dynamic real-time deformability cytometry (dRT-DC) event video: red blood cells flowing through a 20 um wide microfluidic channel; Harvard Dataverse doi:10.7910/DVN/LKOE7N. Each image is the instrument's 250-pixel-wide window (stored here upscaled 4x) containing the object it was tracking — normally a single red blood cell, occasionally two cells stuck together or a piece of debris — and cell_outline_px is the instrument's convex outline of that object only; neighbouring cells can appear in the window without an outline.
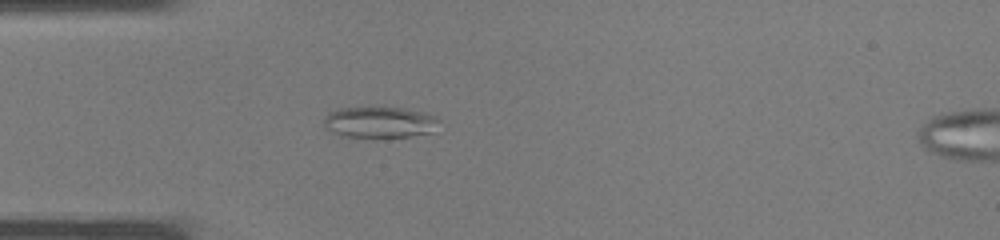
{"species": "common noctule bat (a hibernating species)", "species_latin": "Nyctalus noctula", "temperature_condition": "warm", "stored_images_in_passage": 33, "camera_frame_rate_fps": 3000, "um_per_image_px": 0.085, "animal": {"sex": "male", "body_mass_g": 19.0, "forearm_length_mm": 50.8}, "frame": {"image": 1, "passage_image": 7, "time_ms": 2.0, "image_size_px": [1000, 240], "cell_outline_px": [[440, 120], [432, 132], [412, 136], [344, 136], [328, 128], [324, 124], [324, 116], [328, 112], [340, 108], [404, 108], [424, 112], [436, 116]], "centroid_in_image_um": [32.31, 10.37], "position_along_channel_um": 52.7, "area_um2": 20.4}}
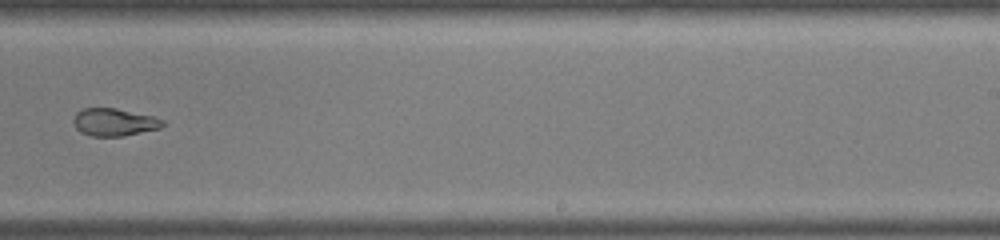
{"frame": {"image": 2, "passage_image": 20, "time_ms": 6.333, "image_size_px": [1000, 240], "cell_outline_px": [[168, 124], [160, 128], [124, 136], [92, 136], [80, 132], [76, 128], [72, 120], [72, 116], [76, 112], [84, 108], [116, 108], [152, 116], [164, 120]], "centroid_in_image_um": [9.7, 10.38], "position_along_channel_um": 279.3, "area_um2": 14.51}}
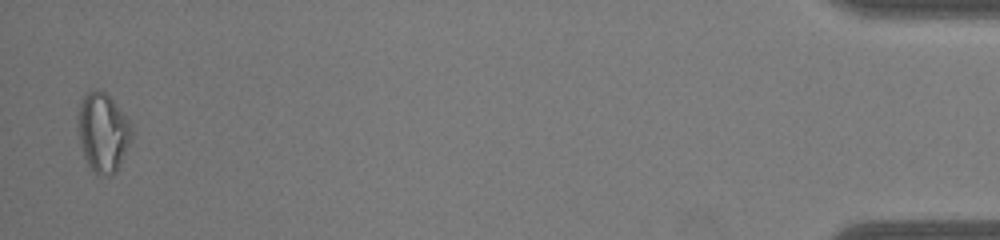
{"frame": {"image": 3, "passage_image": 33, "time_ms": 10.667, "image_size_px": [1000, 240], "cell_outline_px": [[132, 136], [120, 164], [116, 172], [108, 176], [100, 176], [88, 164], [84, 156], [76, 128], [80, 96], [92, 88], [96, 88], [104, 92], [116, 104], [132, 124]], "centroid_in_image_um": [8.71, 11.2], "position_along_channel_um": 426.5, "area_um2": 25.03}}